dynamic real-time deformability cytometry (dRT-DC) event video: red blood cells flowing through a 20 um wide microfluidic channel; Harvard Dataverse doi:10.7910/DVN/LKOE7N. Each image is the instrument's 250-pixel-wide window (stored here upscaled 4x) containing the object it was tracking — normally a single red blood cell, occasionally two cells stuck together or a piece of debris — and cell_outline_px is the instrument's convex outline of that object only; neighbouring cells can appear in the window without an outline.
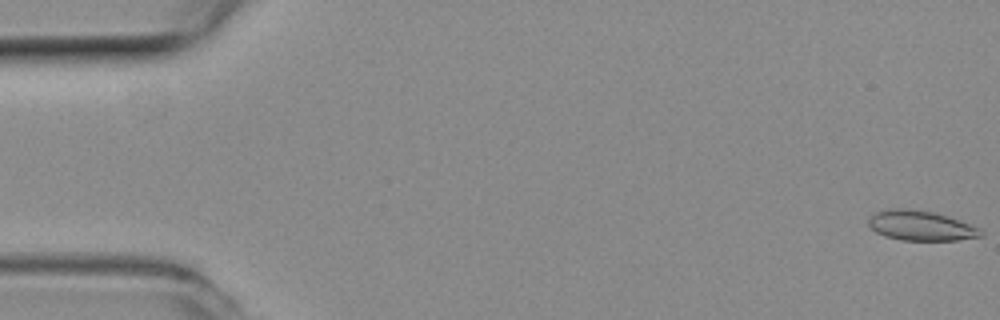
{"species": "common noctule bat (a hibernating species)", "species_latin": "Nyctalus noctula", "temperature_condition": "room temperature", "stored_images_in_passage": 53, "camera_frame_rate_fps": 3000, "um_per_image_px": 0.085, "animal": {"sex": "female", "body_mass_g": 19.3, "forearm_length_mm": 54.1}, "frame": {"image": 1, "passage_image": 1, "time_ms": 0.0, "image_size_px": [1000, 320], "cell_outline_px": [[984, 236], [956, 240], [900, 240], [884, 236], [876, 232], [868, 224], [868, 220], [876, 212], [888, 208], [908, 208], [932, 212], [948, 216], [980, 228], [984, 232]], "centroid_in_image_um": [78.28, 19.18], "position_along_channel_um": 6.7, "area_um2": 19.59}}
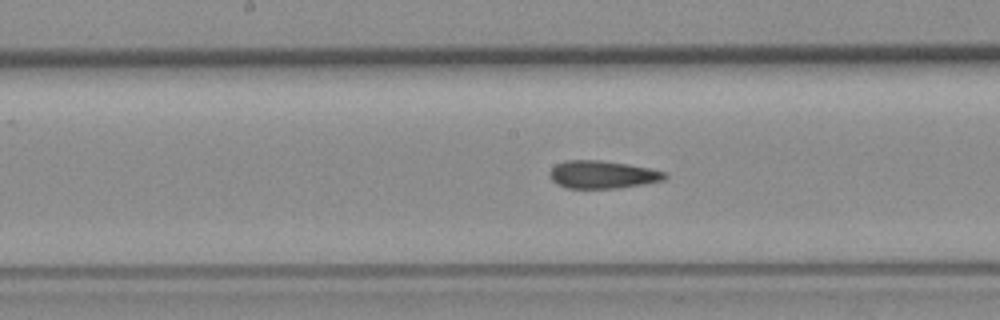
{"frame": {"image": 2, "passage_image": 27, "time_ms": 8.667, "image_size_px": [1000, 320], "cell_outline_px": [[668, 176], [664, 180], [644, 184], [620, 188], [568, 188], [556, 184], [548, 176], [548, 172], [556, 164], [568, 160], [600, 160], [628, 164], [652, 168], [668, 172]], "centroid_in_image_um": [51.24, 14.84], "position_along_channel_um": 197.0, "area_um2": 18.9}}
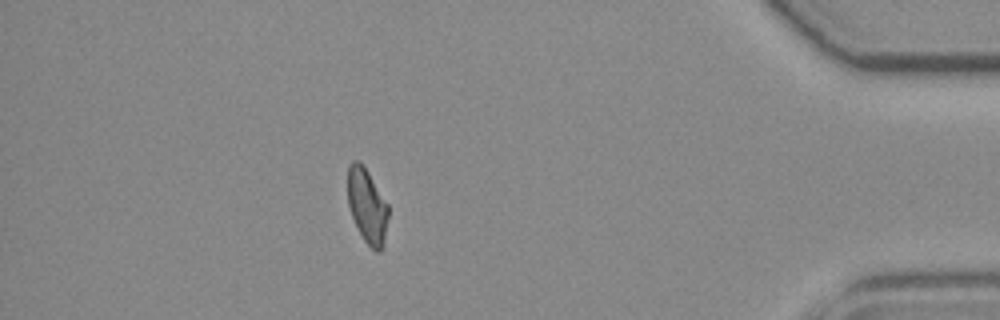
{"frame": {"image": 3, "passage_image": 47, "time_ms": 15.333, "image_size_px": [1000, 320], "cell_outline_px": [[388, 216], [384, 244], [380, 252], [376, 252], [364, 240], [352, 216], [348, 204], [348, 168], [352, 160], [360, 160], [368, 172], [388, 204]], "centroid_in_image_um": [31.21, 17.49], "position_along_channel_um": 404.0, "area_um2": 17.51}, "authors_computed_cell_mechanics": {"area_um2": 18.9584, "velocity_mm_per_s": 3.8725, "shape_relaxation_time_tau1_ms": null, "shape_relaxation_time_tau2_ms": 2.152, "deformation_change_tau1": null, "deformation_change_tau2": 0.0902}}